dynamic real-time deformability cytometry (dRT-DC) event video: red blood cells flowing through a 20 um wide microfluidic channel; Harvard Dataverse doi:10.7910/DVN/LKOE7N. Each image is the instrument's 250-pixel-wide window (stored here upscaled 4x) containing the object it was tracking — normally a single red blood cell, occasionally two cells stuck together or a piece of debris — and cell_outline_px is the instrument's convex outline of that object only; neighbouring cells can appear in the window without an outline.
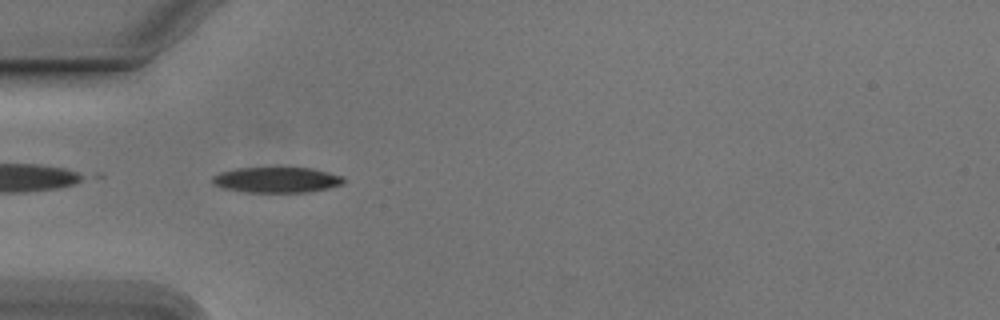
{"species": "Egyptian fruit bat (a non-hibernating species)", "species_latin": "Rousettus aegyptiacus", "temperature_condition": "cold", "stored_images_in_passage": 6, "camera_frame_rate_fps": 3000, "um_per_image_px": 0.085, "animal": {"sex": "male"}, "frame": {"image": 1, "passage_image": 2, "time_ms": 0.333, "image_size_px": [1000, 320], "cell_outline_px": [[344, 184], [328, 188], [308, 192], [244, 192], [220, 188], [212, 184], [212, 176], [220, 172], [236, 168], [312, 168], [344, 176]], "centroid_in_image_um": [23.49, 15.29], "position_along_channel_um": 61.5, "area_um2": 19.71}}